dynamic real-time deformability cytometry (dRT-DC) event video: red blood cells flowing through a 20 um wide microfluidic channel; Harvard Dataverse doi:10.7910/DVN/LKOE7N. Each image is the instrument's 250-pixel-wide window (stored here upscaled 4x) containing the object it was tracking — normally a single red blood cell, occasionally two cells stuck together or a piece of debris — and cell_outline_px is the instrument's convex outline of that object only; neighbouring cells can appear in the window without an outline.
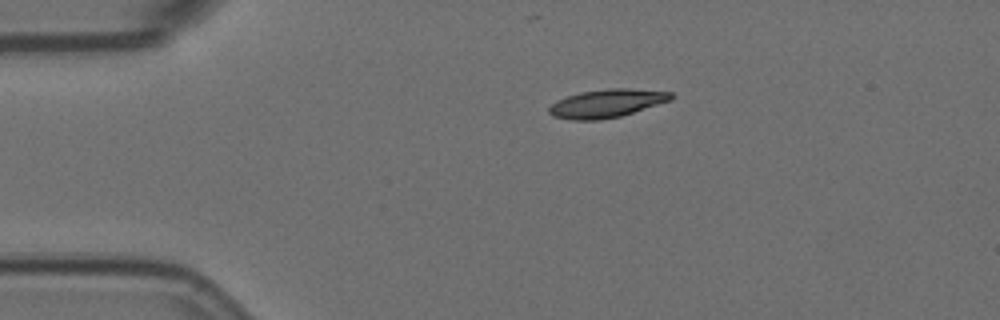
{"species": "Egyptian fruit bat (a non-hibernating species)", "species_latin": "Rousettus aegyptiacus", "temperature_condition": "room temperature", "stored_images_in_passage": 3, "camera_frame_rate_fps": 3000, "um_per_image_px": 0.085, "animal": {"sex": "female"}, "frame": {"image": 1, "passage_image": 1, "time_ms": 0.0, "image_size_px": [1000, 320], "cell_outline_px": [[676, 96], [672, 100], [620, 116], [600, 120], [572, 120], [552, 116], [548, 112], [548, 108], [556, 100], [580, 92], [608, 88], [628, 88], [672, 92]], "centroid_in_image_um": [51.58, 8.78], "position_along_channel_um": 33.4, "area_um2": 20.17}}
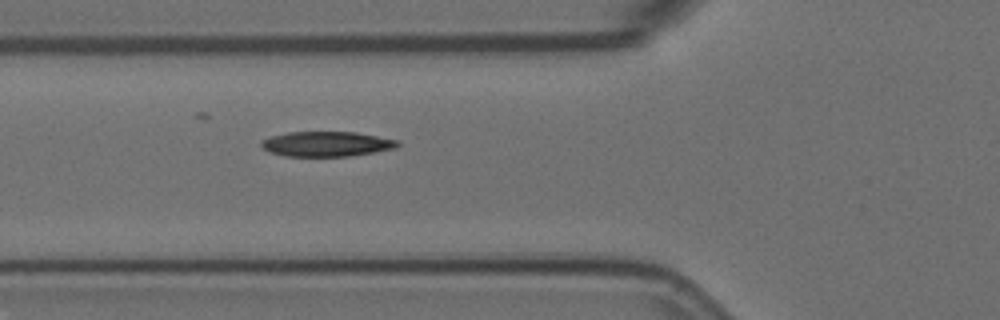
{"frame": {"image": 2, "passage_image": 3, "time_ms": 0.667, "image_size_px": [1000, 320], "cell_outline_px": [[400, 144], [396, 148], [352, 156], [288, 156], [272, 152], [264, 148], [260, 144], [260, 140], [272, 136], [288, 132], [356, 132], [400, 140]], "centroid_in_image_um": [27.81, 12.23], "position_along_channel_um": 98.0, "area_um2": 19.83}}